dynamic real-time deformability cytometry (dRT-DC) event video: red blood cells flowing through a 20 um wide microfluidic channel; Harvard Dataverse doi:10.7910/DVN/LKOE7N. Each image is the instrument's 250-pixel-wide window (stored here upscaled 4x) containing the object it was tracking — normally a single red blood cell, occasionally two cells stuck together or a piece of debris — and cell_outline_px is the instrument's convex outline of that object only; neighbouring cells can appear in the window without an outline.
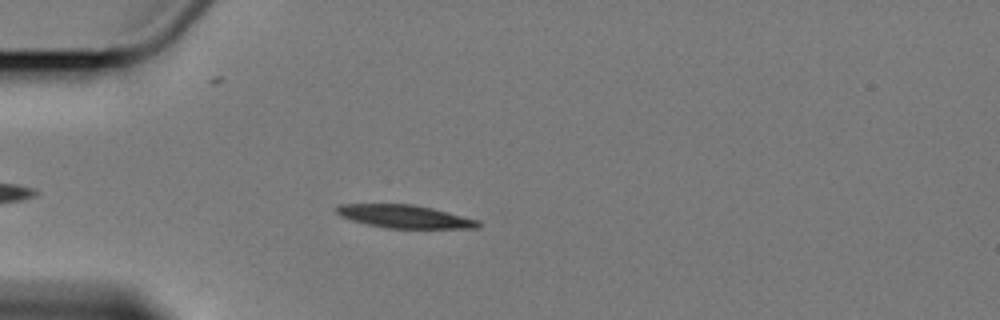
{"species": "Egyptian fruit bat (a non-hibernating species)", "species_latin": "Rousettus aegyptiacus", "temperature_condition": "cold", "stored_images_in_passage": 5, "camera_frame_rate_fps": 3000, "um_per_image_px": 0.085, "animal": {"sex": "female"}, "frame": {"image": 1, "passage_image": 4, "time_ms": 3.667, "image_size_px": [1000, 320], "cell_outline_px": [[484, 224], [480, 228], [388, 228], [368, 224], [352, 220], [340, 216], [336, 212], [336, 208], [340, 204], [412, 204], [432, 208], [480, 220]], "centroid_in_image_um": [34.46, 18.4], "position_along_channel_um": 50.5, "area_um2": 19.02}}